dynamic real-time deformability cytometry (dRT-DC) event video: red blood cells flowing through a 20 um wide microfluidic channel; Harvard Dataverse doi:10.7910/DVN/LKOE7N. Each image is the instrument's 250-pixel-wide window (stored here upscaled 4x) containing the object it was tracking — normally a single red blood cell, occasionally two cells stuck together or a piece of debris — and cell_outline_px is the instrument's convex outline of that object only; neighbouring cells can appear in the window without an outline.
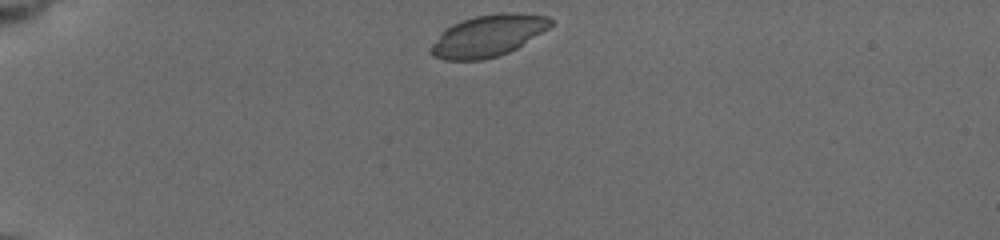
{"species": "common noctule bat (a hibernating species)", "species_latin": "Nyctalus noctula", "temperature_condition": "cold", "stored_images_in_passage": 42, "camera_frame_rate_fps": 3000, "um_per_image_px": 0.085, "animal": {"sex": "female", "body_mass_g": 19.5, "forearm_length_mm": 54.1}, "frame": {"image": 1, "passage_image": 1, "time_ms": 0.0, "image_size_px": [1000, 240], "cell_outline_px": [[552, 24], [548, 28], [516, 48], [508, 52], [496, 56], [480, 60], [444, 60], [432, 56], [428, 52], [428, 48], [440, 32], [444, 28], [452, 24], [476, 16], [500, 12], [520, 12], [548, 16], [552, 20]], "centroid_in_image_um": [41.42, 3.03], "position_along_channel_um": 43.6, "area_um2": 29.19}}
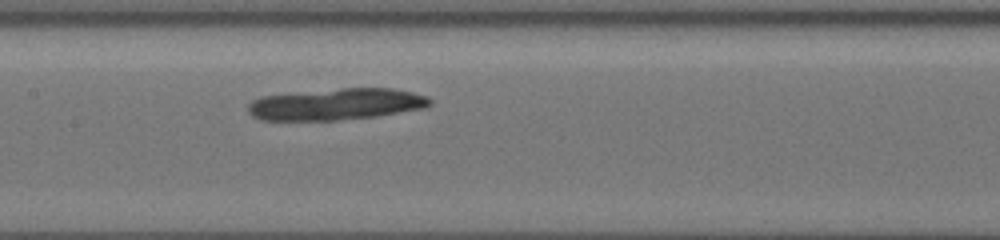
{"frame": {"image": 2, "passage_image": 16, "time_ms": 5.0, "image_size_px": [1000, 240], "cell_outline_px": [[432, 104], [424, 108], [376, 116], [336, 120], [260, 120], [252, 116], [248, 112], [248, 104], [252, 100], [260, 96], [340, 88], [392, 88], [412, 92], [428, 96], [432, 100]], "centroid_in_image_um": [28.57, 8.85], "position_along_channel_um": 178.8, "area_um2": 33.52}}
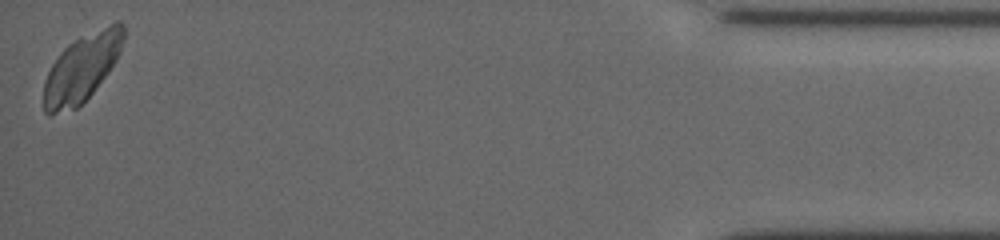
{"frame": {"image": 3, "passage_image": 42, "time_ms": 13.667, "image_size_px": [1000, 240], "cell_outline_px": [[124, 40], [120, 52], [116, 60], [108, 72], [92, 92], [76, 108], [48, 116], [44, 112], [44, 80], [52, 64], [60, 52], [68, 44], [116, 20], [120, 20], [124, 24]], "centroid_in_image_um": [6.95, 5.77], "position_along_channel_um": 428.2, "area_um2": 31.15}}